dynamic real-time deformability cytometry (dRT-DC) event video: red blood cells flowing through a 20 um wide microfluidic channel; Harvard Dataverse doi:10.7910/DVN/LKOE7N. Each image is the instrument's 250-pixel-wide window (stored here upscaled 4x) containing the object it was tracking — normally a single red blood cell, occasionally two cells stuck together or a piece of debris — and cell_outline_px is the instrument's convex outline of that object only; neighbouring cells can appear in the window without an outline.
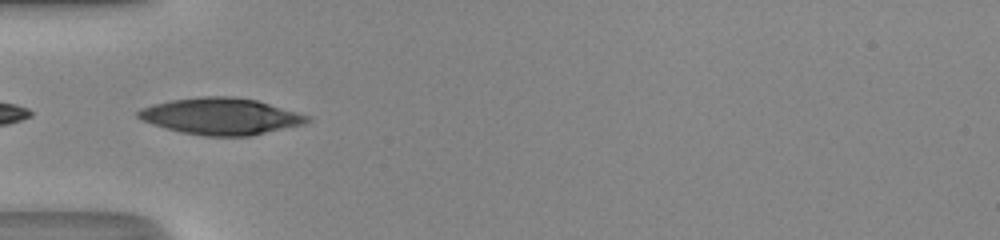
{"species": "human", "species_latin": "Homo sapiens", "temperature_condition": "room temperature", "stored_images_in_passage": 11, "camera_frame_rate_fps": 3000, "um_per_image_px": 0.085, "donor": {"sex": "male"}, "frame": {"image": 1, "passage_image": 1, "time_ms": 0.0, "image_size_px": [1000, 240], "cell_outline_px": [[312, 120], [304, 124], [248, 136], [204, 136], [180, 132], [152, 124], [136, 116], [136, 112], [140, 108], [152, 104], [172, 100], [200, 96], [232, 96], [256, 100], [296, 112], [308, 116]], "centroid_in_image_um": [18.73, 9.88], "position_along_channel_um": 66.3, "area_um2": 35.84}}